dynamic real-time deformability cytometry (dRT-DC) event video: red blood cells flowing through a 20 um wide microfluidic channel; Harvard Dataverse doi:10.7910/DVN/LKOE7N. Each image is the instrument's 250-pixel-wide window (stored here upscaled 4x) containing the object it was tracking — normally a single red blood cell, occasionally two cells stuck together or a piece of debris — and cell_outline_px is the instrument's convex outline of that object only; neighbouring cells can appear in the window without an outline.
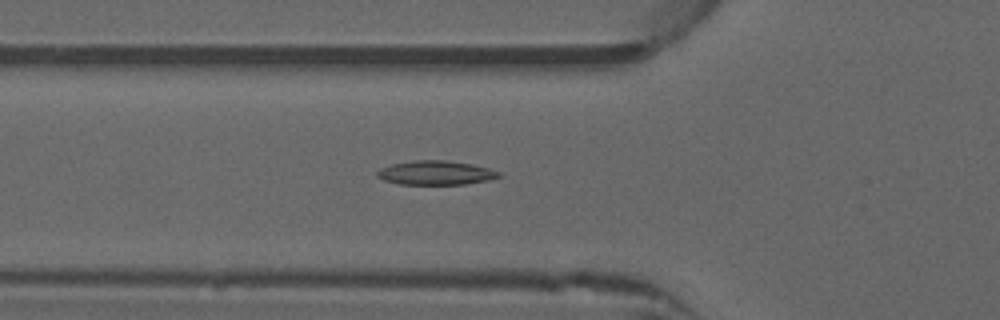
{"species": "common noctule bat (a hibernating species)", "species_latin": "Nyctalus noctula", "temperature_condition": "warm", "stored_images_in_passage": 38, "camera_frame_rate_fps": 3000, "um_per_image_px": 0.085, "animal": {"sex": "male", "forearm_length_mm": 52.5}, "frame": {"image": 1, "passage_image": 16, "time_ms": 5.0, "image_size_px": [1000, 320], "cell_outline_px": [[500, 176], [488, 180], [464, 184], [400, 184], [384, 180], [376, 176], [376, 172], [380, 168], [392, 164], [416, 160], [444, 160], [472, 164], [488, 168], [500, 172]], "centroid_in_image_um": [37.01, 14.68], "position_along_channel_um": 88.8, "area_um2": 16.94}, "authors_computed_cell_mechanics": {"area_um2": 16.5308, "velocity_mm_per_s": 4.0068, "shape_relaxation_time_tau1_ms": null, "shape_relaxation_time_tau2_ms": 5.1563, "deformation_change_tau1": null, "deformation_change_tau2": 0.1014}}